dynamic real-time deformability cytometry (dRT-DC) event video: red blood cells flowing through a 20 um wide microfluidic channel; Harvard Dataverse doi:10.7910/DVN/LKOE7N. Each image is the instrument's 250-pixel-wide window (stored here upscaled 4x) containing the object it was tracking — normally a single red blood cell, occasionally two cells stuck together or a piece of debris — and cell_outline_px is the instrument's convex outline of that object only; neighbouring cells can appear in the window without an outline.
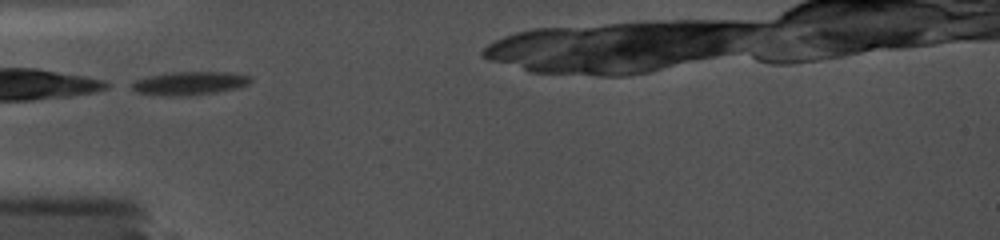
{"species": "common noctule bat (a hibernating species)", "species_latin": "Nyctalus noctula", "temperature_condition": "cold", "stored_images_in_passage": 19, "camera_frame_rate_fps": 5000, "um_per_image_px": 0.085, "animal": {"sex": "female", "body_mass_g": 19.0, "forearm_length_mm": 56.7}, "frame": {"image": 1, "passage_image": 1, "time_ms": 0.0, "image_size_px": [1000, 240], "cell_outline_px": [[252, 80], [248, 84], [240, 88], [216, 92], [184, 96], [168, 96], [136, 92], [132, 88], [132, 80], [148, 76], [168, 72], [232, 72], [252, 76]], "centroid_in_image_um": [16.14, 7.07], "position_along_channel_um": 68.9, "area_um2": 16.42}}
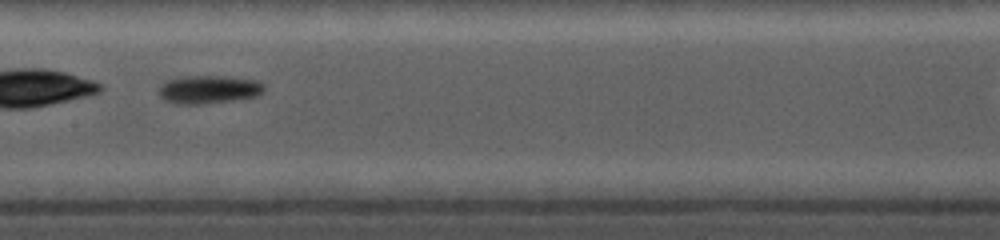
{"frame": {"image": 2, "passage_image": 10, "time_ms": 3.2, "image_size_px": [1000, 240], "cell_outline_px": [[264, 92], [260, 96], [204, 104], [176, 104], [164, 100], [160, 96], [160, 84], [168, 80], [184, 76], [224, 76], [256, 80], [264, 84]], "centroid_in_image_um": [17.77, 7.61], "position_along_channel_um": 189.6, "area_um2": 17.4}}